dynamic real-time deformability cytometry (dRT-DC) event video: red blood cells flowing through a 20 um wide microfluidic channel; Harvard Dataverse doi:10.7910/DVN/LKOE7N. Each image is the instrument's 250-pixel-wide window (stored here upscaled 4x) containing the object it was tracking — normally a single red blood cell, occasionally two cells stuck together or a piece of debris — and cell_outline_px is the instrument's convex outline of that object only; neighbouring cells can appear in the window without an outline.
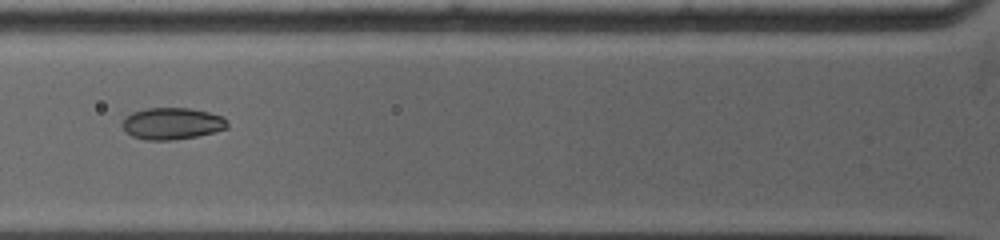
{"species": "common noctule bat (a hibernating species)", "species_latin": "Nyctalus noctula", "temperature_condition": "warm", "stored_images_in_passage": 6, "camera_frame_rate_fps": 5000, "um_per_image_px": 0.085, "animal": {"sex": "female", "body_mass_g": 19.0, "forearm_length_mm": 53.3}, "frame": {"image": 1, "passage_image": 3, "time_ms": 2.0, "image_size_px": [1000, 240], "cell_outline_px": [[228, 128], [196, 136], [172, 140], [148, 140], [132, 136], [124, 128], [124, 116], [132, 112], [144, 108], [188, 108], [208, 112], [224, 116], [228, 120]], "centroid_in_image_um": [14.65, 10.49], "position_along_channel_um": 111.2, "area_um2": 19.36}}
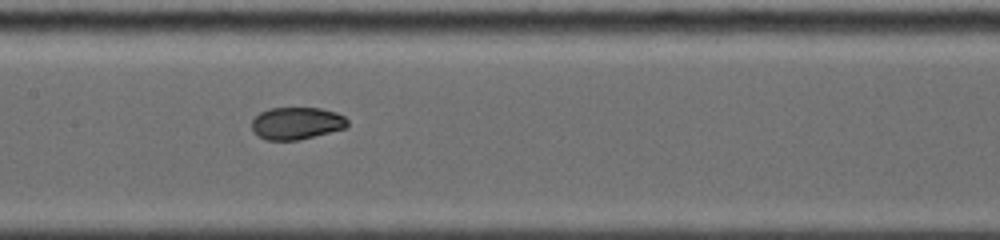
{"frame": {"image": 2, "passage_image": 5, "time_ms": 3.8, "image_size_px": [1000, 240], "cell_outline_px": [[348, 128], [296, 140], [268, 140], [256, 136], [252, 132], [252, 120], [260, 112], [268, 108], [320, 108], [336, 112], [344, 116], [348, 120]], "centroid_in_image_um": [25.2, 10.48], "position_along_channel_um": 182.2, "area_um2": 18.15}}
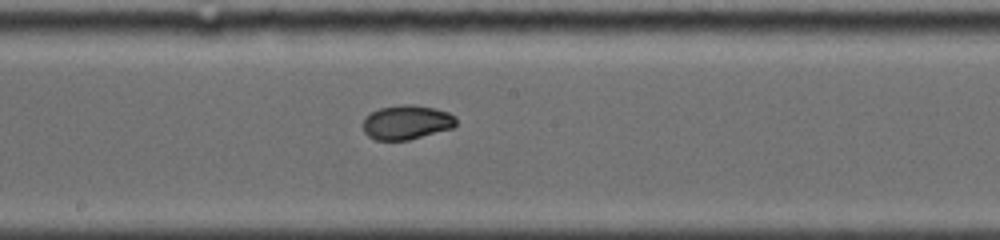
{"frame": {"image": 3, "passage_image": 6, "time_ms": 4.6, "image_size_px": [1000, 240], "cell_outline_px": [[456, 124], [452, 128], [408, 140], [376, 140], [368, 136], [364, 132], [364, 116], [380, 108], [400, 104], [412, 104], [436, 108], [448, 112], [456, 116]], "centroid_in_image_um": [34.57, 10.38], "position_along_channel_um": 213.6, "area_um2": 18.67}}